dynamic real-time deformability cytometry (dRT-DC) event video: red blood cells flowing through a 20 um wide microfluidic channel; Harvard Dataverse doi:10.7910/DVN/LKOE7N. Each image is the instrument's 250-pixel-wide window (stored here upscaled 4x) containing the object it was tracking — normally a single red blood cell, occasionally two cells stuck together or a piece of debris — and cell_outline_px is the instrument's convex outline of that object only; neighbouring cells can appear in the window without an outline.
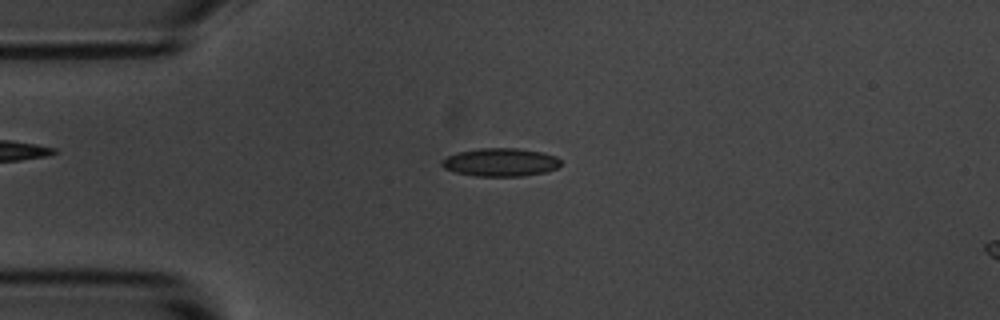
{"species": "common noctule bat (a hibernating species)", "species_latin": "Nyctalus noctula", "temperature_condition": "room temperature", "stored_images_in_passage": 54, "camera_frame_rate_fps": 3000, "um_per_image_px": 0.085, "animal": {"sex": "male", "body_mass_g": 20.1, "forearm_length_mm": 53.5}, "frame": {"image": 1, "passage_image": 13, "time_ms": 4.0, "image_size_px": [1000, 320], "cell_outline_px": [[560, 164], [556, 168], [544, 172], [520, 176], [476, 176], [456, 172], [444, 168], [440, 164], [440, 160], [456, 152], [480, 148], [516, 148], [544, 152], [556, 156], [560, 160]], "centroid_in_image_um": [42.51, 13.78], "position_along_channel_um": 42.5, "area_um2": 19.54}}
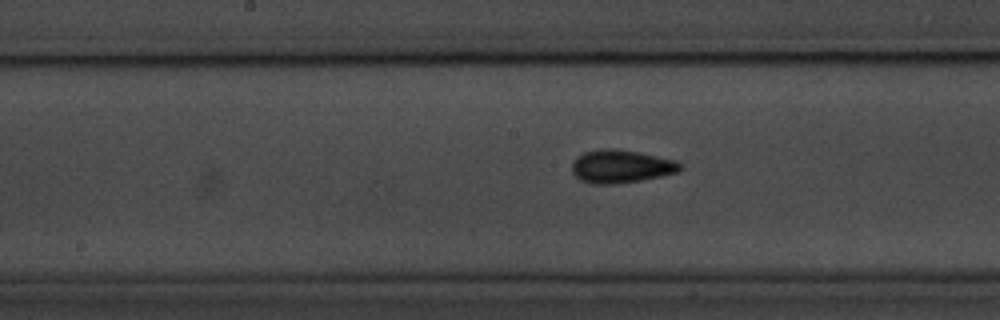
{"frame": {"image": 2, "passage_image": 27, "time_ms": 8.667, "image_size_px": [1000, 320], "cell_outline_px": [[684, 168], [680, 172], [640, 180], [616, 184], [592, 184], [580, 180], [572, 172], [572, 164], [576, 156], [584, 152], [600, 148], [616, 148], [640, 152], [676, 160]], "centroid_in_image_um": [52.79, 14.13], "position_along_channel_um": 195.4, "area_um2": 21.15}}
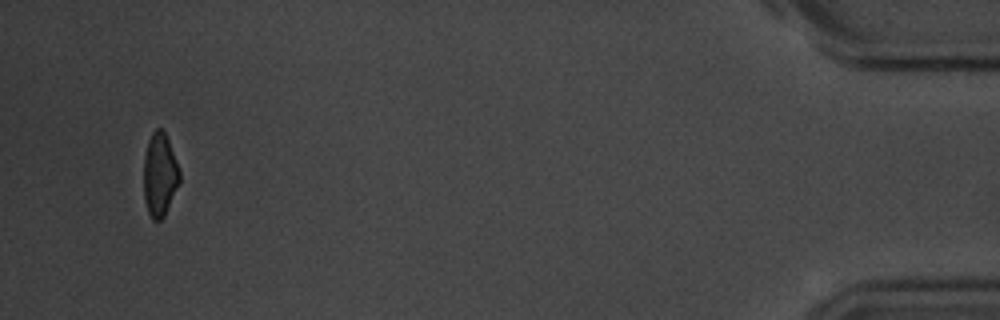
{"frame": {"image": 3, "passage_image": 52, "time_ms": 17.0, "image_size_px": [1000, 320], "cell_outline_px": [[180, 180], [164, 216], [160, 220], [152, 220], [148, 212], [144, 200], [144, 156], [148, 140], [152, 132], [156, 128], [160, 128], [164, 132], [168, 140], [176, 160], [180, 172]], "centroid_in_image_um": [13.56, 14.85], "position_along_channel_um": 421.6, "area_um2": 17.28}, "authors_computed_cell_mechanics": {"area_um2": 18.8139, "velocity_mm_per_s": 3.6849, "shape_relaxation_time_tau1_ms": 5.2952, "shape_relaxation_time_tau2_ms": 2.7723, "deformation_change_tau1": 0.1301, "deformation_change_tau2": 0.0915}}